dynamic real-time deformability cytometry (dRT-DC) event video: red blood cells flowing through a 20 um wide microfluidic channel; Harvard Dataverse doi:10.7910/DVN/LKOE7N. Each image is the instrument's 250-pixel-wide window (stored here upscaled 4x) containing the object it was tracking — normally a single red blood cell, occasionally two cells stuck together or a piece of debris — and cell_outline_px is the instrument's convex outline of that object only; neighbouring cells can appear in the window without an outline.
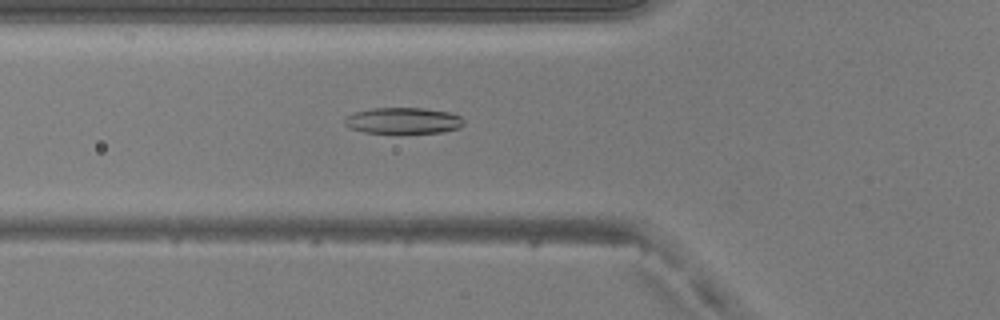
{"species": "common noctule bat (a hibernating species)", "species_latin": "Nyctalus noctula", "temperature_condition": "warm", "stored_images_in_passage": 48, "camera_frame_rate_fps": 3000, "um_per_image_px": 0.085, "animal": {"sex": "male", "body_mass_g": 20.5, "forearm_length_mm": 52.5}, "frame": {"image": 1, "passage_image": 17, "time_ms": 5.333, "image_size_px": [1000, 320], "cell_outline_px": [[464, 124], [460, 128], [444, 132], [364, 132], [348, 128], [344, 124], [344, 120], [352, 112], [372, 108], [424, 108], [452, 112], [460, 116], [464, 120]], "centroid_in_image_um": [34.29, 10.24], "position_along_channel_um": 91.5, "area_um2": 18.21}}
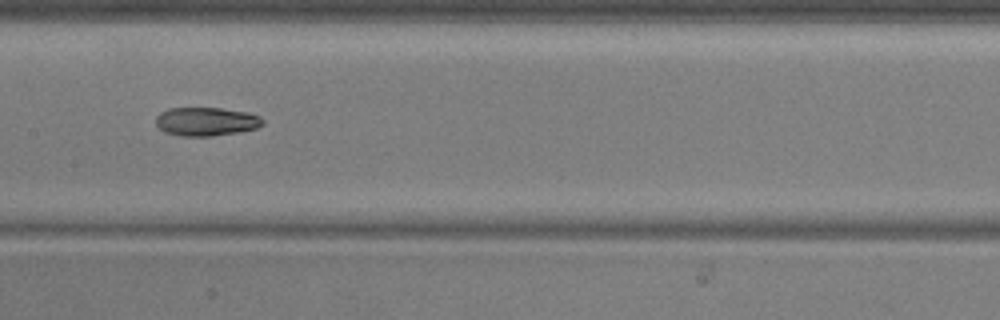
{"frame": {"image": 2, "passage_image": 24, "time_ms": 7.667, "image_size_px": [1000, 320], "cell_outline_px": [[264, 124], [256, 128], [236, 132], [212, 136], [180, 136], [164, 132], [156, 124], [156, 116], [160, 112], [168, 108], [220, 108], [248, 112], [260, 116], [264, 120]], "centroid_in_image_um": [17.52, 10.32], "position_along_channel_um": 189.9, "area_um2": 17.86}}
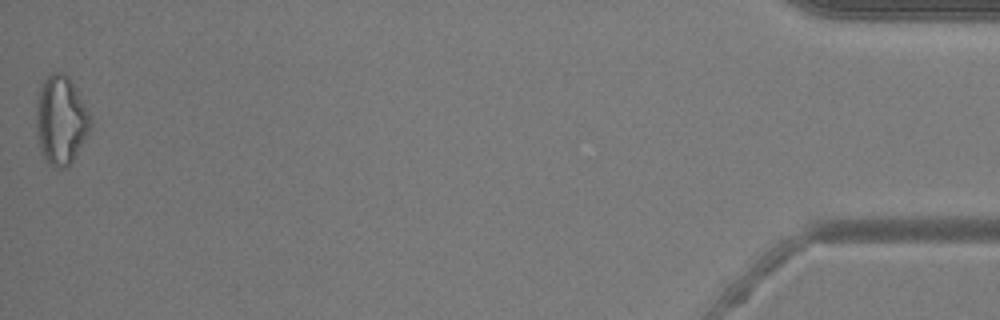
{"frame": {"image": 3, "passage_image": 48, "time_ms": 15.667, "image_size_px": [1000, 320], "cell_outline_px": [[92, 128], [76, 156], [68, 168], [56, 168], [48, 164], [40, 152], [36, 136], [36, 104], [40, 88], [44, 80], [52, 72], [60, 72], [68, 76], [76, 88], [92, 120]], "centroid_in_image_um": [5.17, 10.26], "position_along_channel_um": 430.0, "area_um2": 28.44}, "authors_computed_cell_mechanics": {"area_um2": 19.4208, "velocity_mm_per_s": 4.1672, "shape_relaxation_time_tau1_ms": 5.9456, "shape_relaxation_time_tau2_ms": 7.222, "deformation_change_tau1": 0.1751, "deformation_change_tau2": 0.1522}}